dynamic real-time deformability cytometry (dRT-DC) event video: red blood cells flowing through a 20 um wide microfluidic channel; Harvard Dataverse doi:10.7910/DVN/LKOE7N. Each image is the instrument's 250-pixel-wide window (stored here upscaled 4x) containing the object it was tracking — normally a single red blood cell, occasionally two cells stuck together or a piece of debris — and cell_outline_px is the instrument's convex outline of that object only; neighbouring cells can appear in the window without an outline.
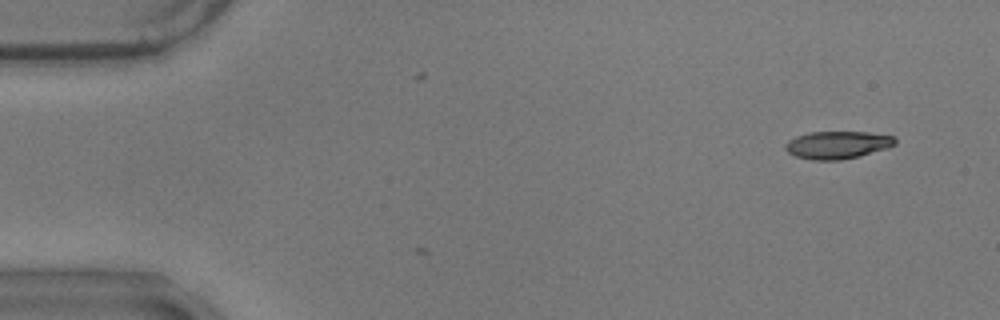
{"species": "common noctule bat (a hibernating species)", "species_latin": "Nyctalus noctula", "temperature_condition": "warm", "stored_images_in_passage": 4, "camera_frame_rate_fps": 3000, "um_per_image_px": 0.085, "animal": {"sex": "male", "body_mass_g": 17.9}, "frame": {"image": 1, "passage_image": 4, "time_ms": 1.0, "image_size_px": [1000, 320], "cell_outline_px": [[896, 144], [884, 148], [856, 156], [840, 160], [812, 160], [796, 156], [788, 152], [784, 148], [784, 144], [788, 140], [796, 136], [812, 132], [868, 132], [892, 136], [896, 140]], "centroid_in_image_um": [71.12, 12.31], "position_along_channel_um": 13.9, "area_um2": 17.34}}